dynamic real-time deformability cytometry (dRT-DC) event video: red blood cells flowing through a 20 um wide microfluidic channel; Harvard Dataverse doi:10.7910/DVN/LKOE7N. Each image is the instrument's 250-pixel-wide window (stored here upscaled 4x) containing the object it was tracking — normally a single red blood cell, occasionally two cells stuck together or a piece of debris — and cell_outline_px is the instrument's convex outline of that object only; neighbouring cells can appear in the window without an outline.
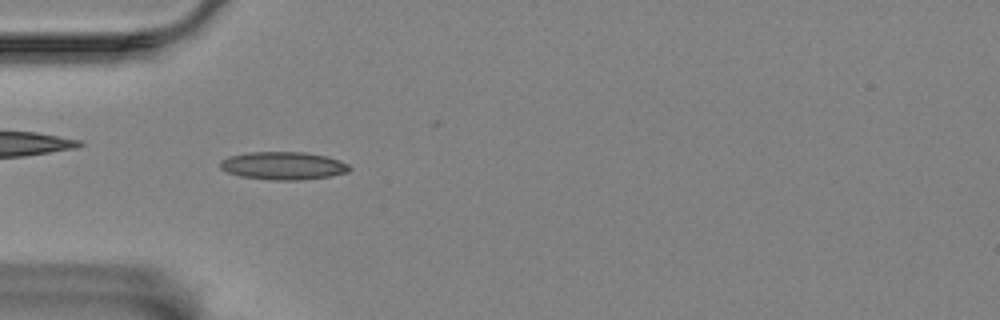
{"species": "Egyptian fruit bat (a non-hibernating species)", "species_latin": "Rousettus aegyptiacus", "temperature_condition": "room temperature", "stored_images_in_passage": 43, "camera_frame_rate_fps": 3000, "um_per_image_px": 0.085, "animal": {"sex": "female"}, "frame": {"image": 1, "passage_image": 14, "time_ms": 4.333, "image_size_px": [1000, 320], "cell_outline_px": [[352, 168], [348, 172], [328, 176], [300, 180], [272, 180], [240, 176], [228, 172], [220, 168], [220, 160], [228, 156], [248, 152], [304, 152], [328, 156], [340, 160], [348, 164]], "centroid_in_image_um": [24.08, 14.08], "position_along_channel_um": 60.9, "area_um2": 21.1}}
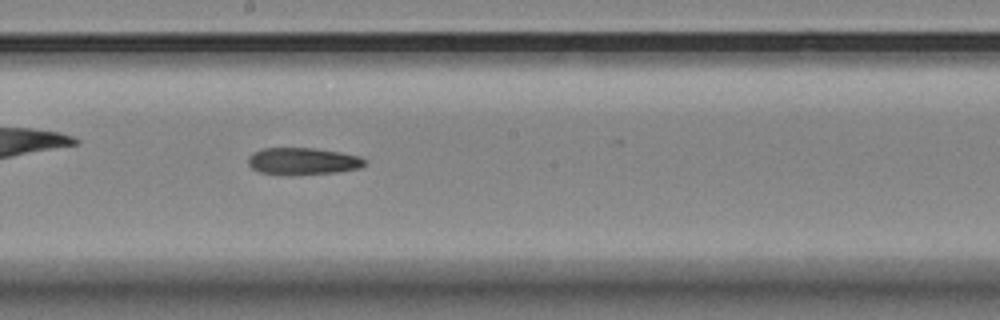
{"frame": {"image": 2, "passage_image": 28, "time_ms": 9.0, "image_size_px": [1000, 320], "cell_outline_px": [[368, 160], [360, 168], [336, 172], [288, 176], [260, 172], [252, 168], [248, 164], [248, 156], [252, 152], [264, 148], [312, 148], [340, 152], [360, 156]], "centroid_in_image_um": [25.72, 13.71], "position_along_channel_um": 222.5, "area_um2": 18.61}}
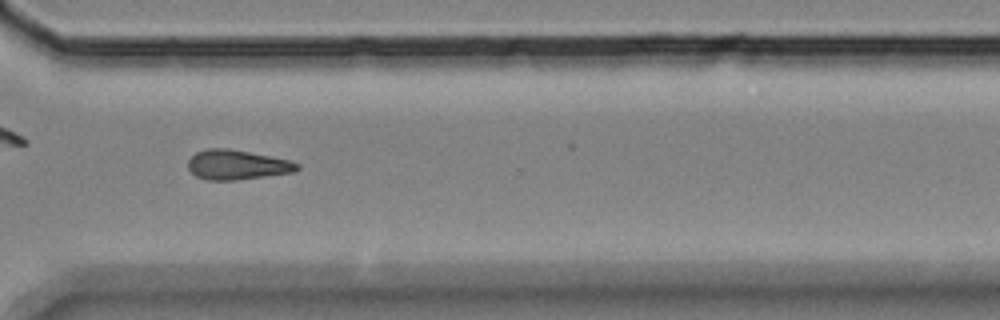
{"frame": {"image": 3, "passage_image": 39, "time_ms": 12.667, "image_size_px": [1000, 320], "cell_outline_px": [[300, 168], [296, 172], [236, 180], [208, 180], [196, 176], [188, 168], [188, 160], [196, 152], [208, 148], [228, 148], [288, 160], [300, 164]], "centroid_in_image_um": [20.15, 14.01], "position_along_channel_um": 350.5, "area_um2": 18.79}}